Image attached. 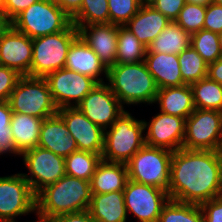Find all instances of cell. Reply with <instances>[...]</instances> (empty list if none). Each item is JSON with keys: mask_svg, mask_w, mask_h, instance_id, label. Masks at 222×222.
<instances>
[{"mask_svg": "<svg viewBox=\"0 0 222 222\" xmlns=\"http://www.w3.org/2000/svg\"><path fill=\"white\" fill-rule=\"evenodd\" d=\"M147 47L124 26H118L116 63L126 64L145 60Z\"/></svg>", "mask_w": 222, "mask_h": 222, "instance_id": "obj_29", "label": "cell"}, {"mask_svg": "<svg viewBox=\"0 0 222 222\" xmlns=\"http://www.w3.org/2000/svg\"><path fill=\"white\" fill-rule=\"evenodd\" d=\"M222 139V112L195 109L186 119L182 148L219 151Z\"/></svg>", "mask_w": 222, "mask_h": 222, "instance_id": "obj_9", "label": "cell"}, {"mask_svg": "<svg viewBox=\"0 0 222 222\" xmlns=\"http://www.w3.org/2000/svg\"><path fill=\"white\" fill-rule=\"evenodd\" d=\"M172 155L167 149L144 145L126 163L128 178L168 192Z\"/></svg>", "mask_w": 222, "mask_h": 222, "instance_id": "obj_8", "label": "cell"}, {"mask_svg": "<svg viewBox=\"0 0 222 222\" xmlns=\"http://www.w3.org/2000/svg\"><path fill=\"white\" fill-rule=\"evenodd\" d=\"M12 110L8 101H0V155L14 154L21 157L13 142L10 122Z\"/></svg>", "mask_w": 222, "mask_h": 222, "instance_id": "obj_36", "label": "cell"}, {"mask_svg": "<svg viewBox=\"0 0 222 222\" xmlns=\"http://www.w3.org/2000/svg\"><path fill=\"white\" fill-rule=\"evenodd\" d=\"M106 84L121 104H153L158 92L145 61L120 64L108 68Z\"/></svg>", "mask_w": 222, "mask_h": 222, "instance_id": "obj_3", "label": "cell"}, {"mask_svg": "<svg viewBox=\"0 0 222 222\" xmlns=\"http://www.w3.org/2000/svg\"><path fill=\"white\" fill-rule=\"evenodd\" d=\"M58 114L66 124L69 135L76 141L78 150L102 155L104 130L88 119L77 107L58 109Z\"/></svg>", "mask_w": 222, "mask_h": 222, "instance_id": "obj_16", "label": "cell"}, {"mask_svg": "<svg viewBox=\"0 0 222 222\" xmlns=\"http://www.w3.org/2000/svg\"><path fill=\"white\" fill-rule=\"evenodd\" d=\"M141 6H151L156 0H138Z\"/></svg>", "mask_w": 222, "mask_h": 222, "instance_id": "obj_48", "label": "cell"}, {"mask_svg": "<svg viewBox=\"0 0 222 222\" xmlns=\"http://www.w3.org/2000/svg\"><path fill=\"white\" fill-rule=\"evenodd\" d=\"M45 79L58 109L76 107L98 84L94 79L66 68L53 71Z\"/></svg>", "mask_w": 222, "mask_h": 222, "instance_id": "obj_13", "label": "cell"}, {"mask_svg": "<svg viewBox=\"0 0 222 222\" xmlns=\"http://www.w3.org/2000/svg\"><path fill=\"white\" fill-rule=\"evenodd\" d=\"M206 6L188 3L181 9L175 22L181 26L188 34L192 35L204 26Z\"/></svg>", "mask_w": 222, "mask_h": 222, "instance_id": "obj_35", "label": "cell"}, {"mask_svg": "<svg viewBox=\"0 0 222 222\" xmlns=\"http://www.w3.org/2000/svg\"><path fill=\"white\" fill-rule=\"evenodd\" d=\"M101 160L100 154L82 150L74 151L65 158L66 175L90 182Z\"/></svg>", "mask_w": 222, "mask_h": 222, "instance_id": "obj_30", "label": "cell"}, {"mask_svg": "<svg viewBox=\"0 0 222 222\" xmlns=\"http://www.w3.org/2000/svg\"><path fill=\"white\" fill-rule=\"evenodd\" d=\"M71 21L77 28L91 24L110 23L108 0H82L79 11L71 18Z\"/></svg>", "mask_w": 222, "mask_h": 222, "instance_id": "obj_31", "label": "cell"}, {"mask_svg": "<svg viewBox=\"0 0 222 222\" xmlns=\"http://www.w3.org/2000/svg\"><path fill=\"white\" fill-rule=\"evenodd\" d=\"M191 43L188 34L175 21H171L164 30L150 43L146 53L180 54Z\"/></svg>", "mask_w": 222, "mask_h": 222, "instance_id": "obj_27", "label": "cell"}, {"mask_svg": "<svg viewBox=\"0 0 222 222\" xmlns=\"http://www.w3.org/2000/svg\"><path fill=\"white\" fill-rule=\"evenodd\" d=\"M195 109L215 110L222 112V85L203 78L190 85Z\"/></svg>", "mask_w": 222, "mask_h": 222, "instance_id": "obj_28", "label": "cell"}, {"mask_svg": "<svg viewBox=\"0 0 222 222\" xmlns=\"http://www.w3.org/2000/svg\"><path fill=\"white\" fill-rule=\"evenodd\" d=\"M144 61L158 89L185 84L180 71L178 55L146 53Z\"/></svg>", "mask_w": 222, "mask_h": 222, "instance_id": "obj_22", "label": "cell"}, {"mask_svg": "<svg viewBox=\"0 0 222 222\" xmlns=\"http://www.w3.org/2000/svg\"><path fill=\"white\" fill-rule=\"evenodd\" d=\"M124 193L127 214L139 222H158L163 206L169 201L168 192L128 179Z\"/></svg>", "mask_w": 222, "mask_h": 222, "instance_id": "obj_12", "label": "cell"}, {"mask_svg": "<svg viewBox=\"0 0 222 222\" xmlns=\"http://www.w3.org/2000/svg\"><path fill=\"white\" fill-rule=\"evenodd\" d=\"M171 21L153 6H141L138 12L124 25L146 47Z\"/></svg>", "mask_w": 222, "mask_h": 222, "instance_id": "obj_21", "label": "cell"}, {"mask_svg": "<svg viewBox=\"0 0 222 222\" xmlns=\"http://www.w3.org/2000/svg\"><path fill=\"white\" fill-rule=\"evenodd\" d=\"M20 77L15 70L0 65V101H8Z\"/></svg>", "mask_w": 222, "mask_h": 222, "instance_id": "obj_38", "label": "cell"}, {"mask_svg": "<svg viewBox=\"0 0 222 222\" xmlns=\"http://www.w3.org/2000/svg\"><path fill=\"white\" fill-rule=\"evenodd\" d=\"M8 103L12 112L46 119L58 113L45 78L21 76Z\"/></svg>", "mask_w": 222, "mask_h": 222, "instance_id": "obj_7", "label": "cell"}, {"mask_svg": "<svg viewBox=\"0 0 222 222\" xmlns=\"http://www.w3.org/2000/svg\"><path fill=\"white\" fill-rule=\"evenodd\" d=\"M88 212L96 222H127L123 191L92 194Z\"/></svg>", "mask_w": 222, "mask_h": 222, "instance_id": "obj_24", "label": "cell"}, {"mask_svg": "<svg viewBox=\"0 0 222 222\" xmlns=\"http://www.w3.org/2000/svg\"><path fill=\"white\" fill-rule=\"evenodd\" d=\"M71 18L79 11L82 0H52Z\"/></svg>", "mask_w": 222, "mask_h": 222, "instance_id": "obj_44", "label": "cell"}, {"mask_svg": "<svg viewBox=\"0 0 222 222\" xmlns=\"http://www.w3.org/2000/svg\"><path fill=\"white\" fill-rule=\"evenodd\" d=\"M144 132L143 120L124 111L104 132L102 160L126 164L145 145Z\"/></svg>", "mask_w": 222, "mask_h": 222, "instance_id": "obj_4", "label": "cell"}, {"mask_svg": "<svg viewBox=\"0 0 222 222\" xmlns=\"http://www.w3.org/2000/svg\"><path fill=\"white\" fill-rule=\"evenodd\" d=\"M204 222H222V195L201 205Z\"/></svg>", "mask_w": 222, "mask_h": 222, "instance_id": "obj_41", "label": "cell"}, {"mask_svg": "<svg viewBox=\"0 0 222 222\" xmlns=\"http://www.w3.org/2000/svg\"><path fill=\"white\" fill-rule=\"evenodd\" d=\"M29 173H22L32 191L37 194L45 186L57 182L66 175L65 158L39 146L21 154Z\"/></svg>", "mask_w": 222, "mask_h": 222, "instance_id": "obj_11", "label": "cell"}, {"mask_svg": "<svg viewBox=\"0 0 222 222\" xmlns=\"http://www.w3.org/2000/svg\"><path fill=\"white\" fill-rule=\"evenodd\" d=\"M145 145L176 151L181 149L185 137L186 119L160 111L151 121L143 120Z\"/></svg>", "mask_w": 222, "mask_h": 222, "instance_id": "obj_15", "label": "cell"}, {"mask_svg": "<svg viewBox=\"0 0 222 222\" xmlns=\"http://www.w3.org/2000/svg\"><path fill=\"white\" fill-rule=\"evenodd\" d=\"M94 79L98 84L106 83L108 69L100 61L97 54L78 36L68 49L65 67Z\"/></svg>", "mask_w": 222, "mask_h": 222, "instance_id": "obj_19", "label": "cell"}, {"mask_svg": "<svg viewBox=\"0 0 222 222\" xmlns=\"http://www.w3.org/2000/svg\"><path fill=\"white\" fill-rule=\"evenodd\" d=\"M203 29L215 33L222 32V6L213 2L206 5Z\"/></svg>", "mask_w": 222, "mask_h": 222, "instance_id": "obj_39", "label": "cell"}, {"mask_svg": "<svg viewBox=\"0 0 222 222\" xmlns=\"http://www.w3.org/2000/svg\"><path fill=\"white\" fill-rule=\"evenodd\" d=\"M92 193L90 182L64 175L36 194V215L43 219L88 210Z\"/></svg>", "mask_w": 222, "mask_h": 222, "instance_id": "obj_2", "label": "cell"}, {"mask_svg": "<svg viewBox=\"0 0 222 222\" xmlns=\"http://www.w3.org/2000/svg\"><path fill=\"white\" fill-rule=\"evenodd\" d=\"M140 7L138 0H108L110 23L124 26Z\"/></svg>", "mask_w": 222, "mask_h": 222, "instance_id": "obj_37", "label": "cell"}, {"mask_svg": "<svg viewBox=\"0 0 222 222\" xmlns=\"http://www.w3.org/2000/svg\"><path fill=\"white\" fill-rule=\"evenodd\" d=\"M11 22L15 30L31 39L64 31L72 23L71 17L52 0L31 4Z\"/></svg>", "mask_w": 222, "mask_h": 222, "instance_id": "obj_6", "label": "cell"}, {"mask_svg": "<svg viewBox=\"0 0 222 222\" xmlns=\"http://www.w3.org/2000/svg\"><path fill=\"white\" fill-rule=\"evenodd\" d=\"M190 45L207 63H213L222 56L218 33L201 29L191 35Z\"/></svg>", "mask_w": 222, "mask_h": 222, "instance_id": "obj_34", "label": "cell"}, {"mask_svg": "<svg viewBox=\"0 0 222 222\" xmlns=\"http://www.w3.org/2000/svg\"><path fill=\"white\" fill-rule=\"evenodd\" d=\"M128 179L126 164L101 160L90 180L91 193L104 194L123 191Z\"/></svg>", "mask_w": 222, "mask_h": 222, "instance_id": "obj_23", "label": "cell"}, {"mask_svg": "<svg viewBox=\"0 0 222 222\" xmlns=\"http://www.w3.org/2000/svg\"><path fill=\"white\" fill-rule=\"evenodd\" d=\"M32 39L12 26L0 37V65L30 76Z\"/></svg>", "mask_w": 222, "mask_h": 222, "instance_id": "obj_17", "label": "cell"}, {"mask_svg": "<svg viewBox=\"0 0 222 222\" xmlns=\"http://www.w3.org/2000/svg\"><path fill=\"white\" fill-rule=\"evenodd\" d=\"M42 122V118L12 112V138L20 154L38 146Z\"/></svg>", "mask_w": 222, "mask_h": 222, "instance_id": "obj_26", "label": "cell"}, {"mask_svg": "<svg viewBox=\"0 0 222 222\" xmlns=\"http://www.w3.org/2000/svg\"><path fill=\"white\" fill-rule=\"evenodd\" d=\"M38 1L40 0H4V12L12 21L18 14Z\"/></svg>", "mask_w": 222, "mask_h": 222, "instance_id": "obj_42", "label": "cell"}, {"mask_svg": "<svg viewBox=\"0 0 222 222\" xmlns=\"http://www.w3.org/2000/svg\"><path fill=\"white\" fill-rule=\"evenodd\" d=\"M76 107L104 131L126 111L106 83L97 84Z\"/></svg>", "mask_w": 222, "mask_h": 222, "instance_id": "obj_14", "label": "cell"}, {"mask_svg": "<svg viewBox=\"0 0 222 222\" xmlns=\"http://www.w3.org/2000/svg\"><path fill=\"white\" fill-rule=\"evenodd\" d=\"M52 222H96L91 214L86 211L67 213L50 219Z\"/></svg>", "mask_w": 222, "mask_h": 222, "instance_id": "obj_43", "label": "cell"}, {"mask_svg": "<svg viewBox=\"0 0 222 222\" xmlns=\"http://www.w3.org/2000/svg\"><path fill=\"white\" fill-rule=\"evenodd\" d=\"M185 4V0H156L151 6L161 12L170 21H175Z\"/></svg>", "mask_w": 222, "mask_h": 222, "instance_id": "obj_40", "label": "cell"}, {"mask_svg": "<svg viewBox=\"0 0 222 222\" xmlns=\"http://www.w3.org/2000/svg\"><path fill=\"white\" fill-rule=\"evenodd\" d=\"M38 146L64 158L78 150L75 139L69 135V130L58 113L43 119Z\"/></svg>", "mask_w": 222, "mask_h": 222, "instance_id": "obj_20", "label": "cell"}, {"mask_svg": "<svg viewBox=\"0 0 222 222\" xmlns=\"http://www.w3.org/2000/svg\"><path fill=\"white\" fill-rule=\"evenodd\" d=\"M35 222H52V221L50 219H43V218L38 217V220Z\"/></svg>", "mask_w": 222, "mask_h": 222, "instance_id": "obj_50", "label": "cell"}, {"mask_svg": "<svg viewBox=\"0 0 222 222\" xmlns=\"http://www.w3.org/2000/svg\"><path fill=\"white\" fill-rule=\"evenodd\" d=\"M219 151L222 153V139H221V143H220V146H219Z\"/></svg>", "mask_w": 222, "mask_h": 222, "instance_id": "obj_53", "label": "cell"}, {"mask_svg": "<svg viewBox=\"0 0 222 222\" xmlns=\"http://www.w3.org/2000/svg\"><path fill=\"white\" fill-rule=\"evenodd\" d=\"M79 36L97 54L108 69L116 64L118 26L91 24L78 28Z\"/></svg>", "mask_w": 222, "mask_h": 222, "instance_id": "obj_18", "label": "cell"}, {"mask_svg": "<svg viewBox=\"0 0 222 222\" xmlns=\"http://www.w3.org/2000/svg\"><path fill=\"white\" fill-rule=\"evenodd\" d=\"M78 36V28L71 23L64 31L32 39L30 76L45 78L64 68L68 49Z\"/></svg>", "mask_w": 222, "mask_h": 222, "instance_id": "obj_5", "label": "cell"}, {"mask_svg": "<svg viewBox=\"0 0 222 222\" xmlns=\"http://www.w3.org/2000/svg\"><path fill=\"white\" fill-rule=\"evenodd\" d=\"M158 222H204L200 205L172 199L163 206Z\"/></svg>", "mask_w": 222, "mask_h": 222, "instance_id": "obj_32", "label": "cell"}, {"mask_svg": "<svg viewBox=\"0 0 222 222\" xmlns=\"http://www.w3.org/2000/svg\"><path fill=\"white\" fill-rule=\"evenodd\" d=\"M212 2L222 6V0H212Z\"/></svg>", "mask_w": 222, "mask_h": 222, "instance_id": "obj_52", "label": "cell"}, {"mask_svg": "<svg viewBox=\"0 0 222 222\" xmlns=\"http://www.w3.org/2000/svg\"><path fill=\"white\" fill-rule=\"evenodd\" d=\"M218 39H219V46L222 52V32L218 34Z\"/></svg>", "mask_w": 222, "mask_h": 222, "instance_id": "obj_49", "label": "cell"}, {"mask_svg": "<svg viewBox=\"0 0 222 222\" xmlns=\"http://www.w3.org/2000/svg\"><path fill=\"white\" fill-rule=\"evenodd\" d=\"M36 213V194L22 173L0 177V222Z\"/></svg>", "mask_w": 222, "mask_h": 222, "instance_id": "obj_10", "label": "cell"}, {"mask_svg": "<svg viewBox=\"0 0 222 222\" xmlns=\"http://www.w3.org/2000/svg\"><path fill=\"white\" fill-rule=\"evenodd\" d=\"M207 77L222 85V56L215 62L208 64Z\"/></svg>", "mask_w": 222, "mask_h": 222, "instance_id": "obj_45", "label": "cell"}, {"mask_svg": "<svg viewBox=\"0 0 222 222\" xmlns=\"http://www.w3.org/2000/svg\"><path fill=\"white\" fill-rule=\"evenodd\" d=\"M155 103L159 111L185 119L195 110L191 86L186 84L158 89Z\"/></svg>", "mask_w": 222, "mask_h": 222, "instance_id": "obj_25", "label": "cell"}, {"mask_svg": "<svg viewBox=\"0 0 222 222\" xmlns=\"http://www.w3.org/2000/svg\"><path fill=\"white\" fill-rule=\"evenodd\" d=\"M12 26L11 20L4 11H0V37Z\"/></svg>", "mask_w": 222, "mask_h": 222, "instance_id": "obj_46", "label": "cell"}, {"mask_svg": "<svg viewBox=\"0 0 222 222\" xmlns=\"http://www.w3.org/2000/svg\"><path fill=\"white\" fill-rule=\"evenodd\" d=\"M0 11H4V0H0Z\"/></svg>", "mask_w": 222, "mask_h": 222, "instance_id": "obj_51", "label": "cell"}, {"mask_svg": "<svg viewBox=\"0 0 222 222\" xmlns=\"http://www.w3.org/2000/svg\"><path fill=\"white\" fill-rule=\"evenodd\" d=\"M169 198L201 205L222 195V153L210 150L173 152L170 165Z\"/></svg>", "mask_w": 222, "mask_h": 222, "instance_id": "obj_1", "label": "cell"}, {"mask_svg": "<svg viewBox=\"0 0 222 222\" xmlns=\"http://www.w3.org/2000/svg\"><path fill=\"white\" fill-rule=\"evenodd\" d=\"M178 59L182 79L186 85L207 77L208 64L191 45L178 54Z\"/></svg>", "mask_w": 222, "mask_h": 222, "instance_id": "obj_33", "label": "cell"}, {"mask_svg": "<svg viewBox=\"0 0 222 222\" xmlns=\"http://www.w3.org/2000/svg\"><path fill=\"white\" fill-rule=\"evenodd\" d=\"M188 3L198 4V5H208L212 0H185Z\"/></svg>", "mask_w": 222, "mask_h": 222, "instance_id": "obj_47", "label": "cell"}]
</instances>
